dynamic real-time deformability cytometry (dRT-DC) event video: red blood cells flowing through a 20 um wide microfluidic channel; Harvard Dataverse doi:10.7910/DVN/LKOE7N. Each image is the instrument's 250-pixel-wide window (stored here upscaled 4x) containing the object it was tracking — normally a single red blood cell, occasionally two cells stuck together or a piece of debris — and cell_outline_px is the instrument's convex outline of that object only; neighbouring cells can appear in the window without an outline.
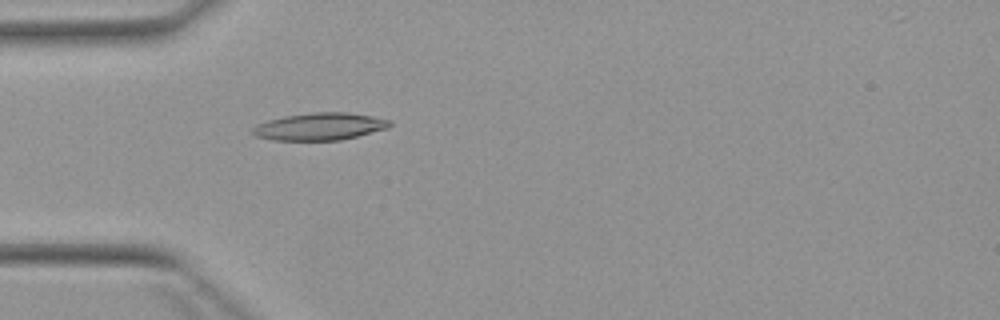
{"species": "Egyptian fruit bat (a non-hibernating species)", "species_latin": "Rousettus aegyptiacus", "temperature_condition": "warm", "stored_images_in_passage": 4, "camera_frame_rate_fps": 3000, "um_per_image_px": 0.085, "animal": {"sex": "female"}, "frame": {"image": 1, "passage_image": 4, "time_ms": 3.667, "image_size_px": [1000, 320], "cell_outline_px": [[392, 124], [388, 128], [340, 140], [272, 140], [256, 136], [252, 132], [252, 128], [256, 124], [268, 120], [284, 116], [312, 112], [348, 112], [372, 116], [392, 120]], "centroid_in_image_um": [27.18, 10.74], "position_along_channel_um": 57.8, "area_um2": 21.85}}